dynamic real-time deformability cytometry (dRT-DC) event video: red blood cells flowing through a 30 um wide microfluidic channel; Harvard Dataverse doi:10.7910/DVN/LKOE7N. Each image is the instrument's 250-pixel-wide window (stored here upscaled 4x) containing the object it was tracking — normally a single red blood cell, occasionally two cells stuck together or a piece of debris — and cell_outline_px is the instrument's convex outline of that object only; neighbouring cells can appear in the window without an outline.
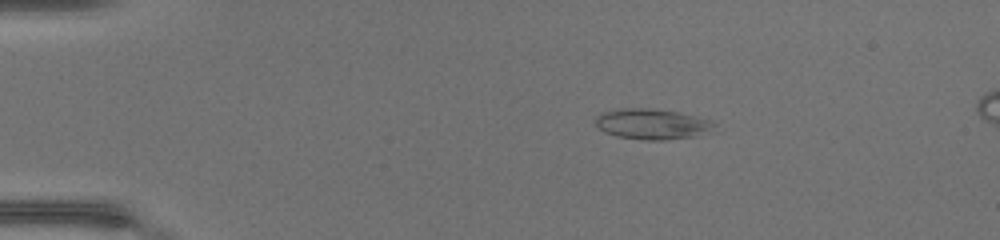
{"species": "common noctule bat (a hibernating species)", "species_latin": "Nyctalus noctula", "temperature_condition": "warm", "stored_images_in_passage": 39, "camera_frame_rate_fps": 3000, "um_per_image_px": 0.085, "animal": {"sex": "female", "body_mass_g": 17.0, "forearm_length_mm": 48.0}, "frame": {"image": 1, "passage_image": 1, "time_ms": 0.0, "image_size_px": [1000, 240], "cell_outline_px": [[716, 124], [696, 136], [664, 140], [648, 140], [620, 136], [604, 132], [596, 128], [596, 116], [604, 112], [624, 108], [648, 108], [676, 112], [712, 120]], "centroid_in_image_um": [55.37, 10.54], "position_along_channel_um": 29.6, "area_um2": 20.63}}
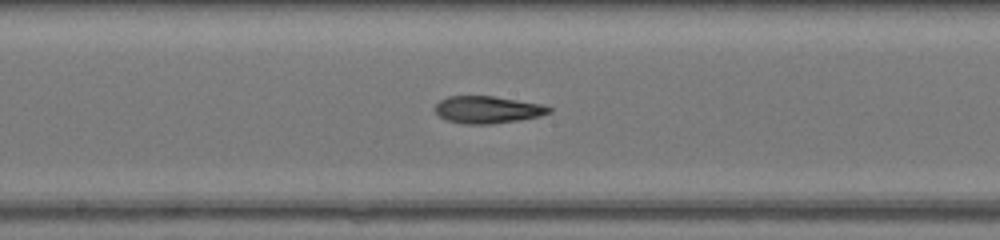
{"frame": {"image": 2, "passage_image": 18, "time_ms": 5.667, "image_size_px": [1000, 240], "cell_outline_px": [[552, 112], [540, 116], [520, 120], [492, 124], [464, 124], [448, 120], [440, 116], [432, 108], [440, 100], [448, 96], [492, 96], [540, 104], [552, 108]], "centroid_in_image_um": [41.43, 9.33], "position_along_channel_um": 206.8, "area_um2": 18.03}}
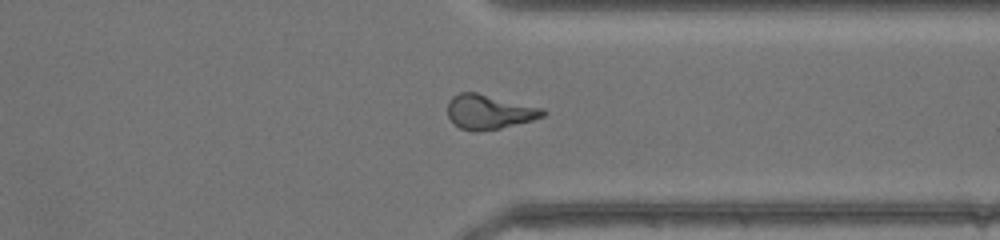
{"frame": {"image": 3, "passage_image": 29, "time_ms": 9.333, "image_size_px": [1000, 240], "cell_outline_px": [[548, 112], [544, 116], [532, 120], [500, 128], [476, 132], [472, 132], [460, 128], [448, 116], [448, 100], [452, 96], [460, 92], [476, 92], [544, 108]], "centroid_in_image_um": [41.58, 9.5], "position_along_channel_um": 369.8, "area_um2": 19.19}, "authors_computed_cell_mechanics": {"area_um2": 19.074, "velocity_mm_per_s": 4.4563, "shape_relaxation_time_tau1_ms": 8.3882, "shape_relaxation_time_tau2_ms": null, "deformation_change_tau1": 0.253, "deformation_change_tau2": null}}